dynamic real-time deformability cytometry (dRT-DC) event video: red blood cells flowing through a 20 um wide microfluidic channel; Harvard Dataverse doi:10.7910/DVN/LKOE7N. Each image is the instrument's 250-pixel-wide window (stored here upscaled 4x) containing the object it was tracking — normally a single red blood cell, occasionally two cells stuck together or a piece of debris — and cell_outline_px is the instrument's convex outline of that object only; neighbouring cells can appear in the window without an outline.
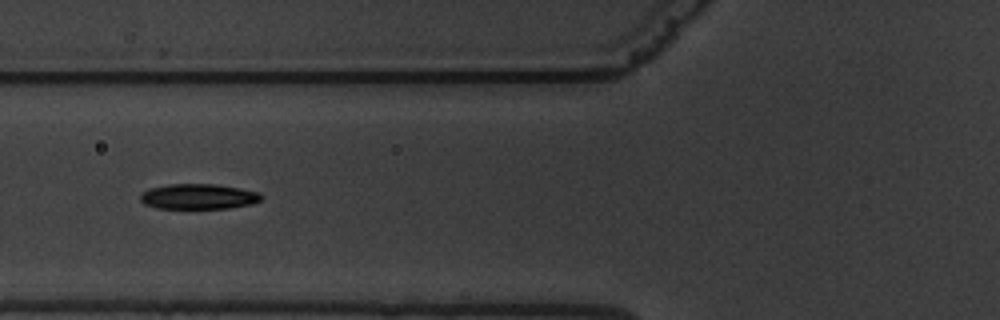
{"species": "common noctule bat (a hibernating species)", "species_latin": "Nyctalus noctula", "temperature_condition": "warm", "stored_images_in_passage": 44, "camera_frame_rate_fps": 3000, "um_per_image_px": 0.085, "animal": {"sex": "male", "body_mass_g": 19.5, "forearm_length_mm": 54.6}, "frame": {"image": 1, "passage_image": 7, "time_ms": 2.0, "image_size_px": [1000, 320], "cell_outline_px": [[264, 196], [260, 200], [252, 204], [228, 208], [156, 208], [144, 204], [140, 200], [140, 196], [148, 188], [168, 184], [216, 184], [240, 188], [260, 192]], "centroid_in_image_um": [16.88, 16.7], "position_along_channel_um": 108.9, "area_um2": 17.92}}
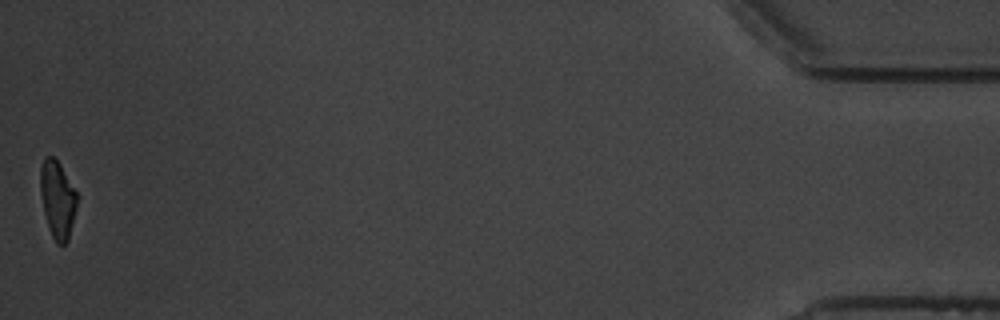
{"frame": {"image": 2, "passage_image": 44, "time_ms": 14.333, "image_size_px": [1000, 320], "cell_outline_px": [[80, 196], [68, 240], [64, 244], [56, 244], [48, 228], [44, 212], [40, 192], [40, 168], [44, 156], [52, 156], [60, 164]], "centroid_in_image_um": [4.91, 16.94], "position_along_channel_um": 430.3, "area_um2": 16.88}, "authors_computed_cell_mechanics": {"area_um2": 18.4382, "velocity_mm_per_s": 3.3465, "shape_relaxation_time_tau1_ms": 3.8394, "shape_relaxation_time_tau2_ms": 1.0533, "deformation_change_tau1": 0.1921, "deformation_change_tau2": 0.0562}}